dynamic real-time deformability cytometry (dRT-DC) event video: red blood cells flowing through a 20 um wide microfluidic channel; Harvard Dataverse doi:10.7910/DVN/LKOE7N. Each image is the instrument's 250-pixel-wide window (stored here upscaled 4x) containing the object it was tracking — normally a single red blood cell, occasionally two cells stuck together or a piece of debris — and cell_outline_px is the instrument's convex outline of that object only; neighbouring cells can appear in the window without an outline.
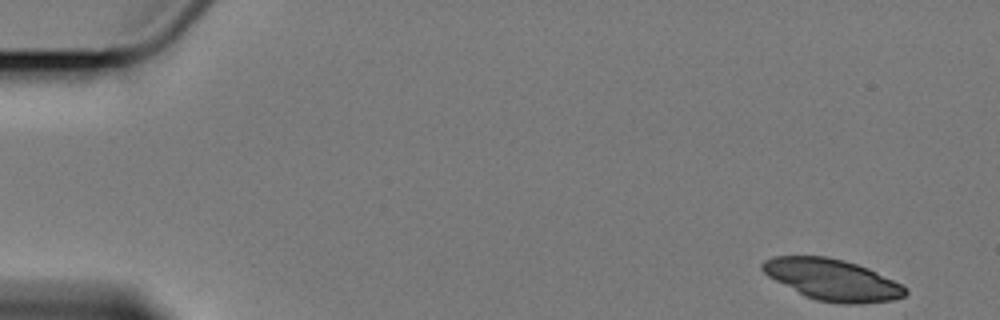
{"species": "Egyptian fruit bat (a non-hibernating species)", "species_latin": "Rousettus aegyptiacus", "temperature_condition": "cold", "stored_images_in_passage": 5, "camera_frame_rate_fps": 3000, "um_per_image_px": 0.085, "animal": {"sex": "female"}, "frame": {"image": 1, "passage_image": 1, "time_ms": 0.0, "image_size_px": [1000, 320], "cell_outline_px": [[908, 292], [896, 304], [840, 304], [816, 300], [804, 296], [768, 276], [760, 268], [760, 264], [764, 260], [772, 256], [828, 256], [844, 260], [868, 268], [908, 288]], "centroid_in_image_um": [70.83, 23.82], "position_along_channel_um": 14.2, "area_um2": 35.14}}